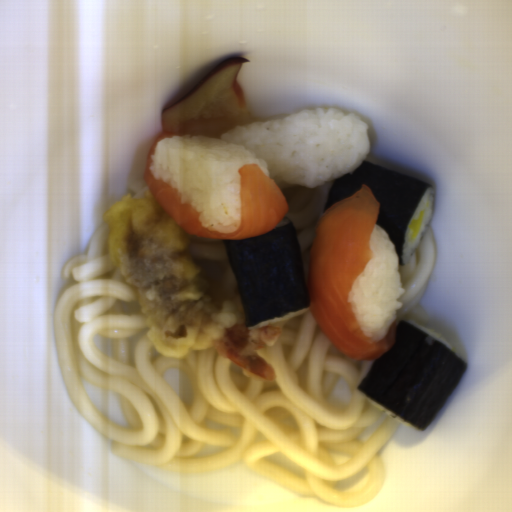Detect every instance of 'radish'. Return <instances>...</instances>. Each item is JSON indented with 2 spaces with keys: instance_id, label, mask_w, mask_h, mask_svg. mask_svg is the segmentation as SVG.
Masks as SVG:
<instances>
[{
  "instance_id": "radish-1",
  "label": "radish",
  "mask_w": 512,
  "mask_h": 512,
  "mask_svg": "<svg viewBox=\"0 0 512 512\" xmlns=\"http://www.w3.org/2000/svg\"><path fill=\"white\" fill-rule=\"evenodd\" d=\"M423 221H424V212L423 211L419 214V216L417 218L411 219L409 221L408 228L410 230V232H409L410 240H412V241L414 240V238L416 237V235H417V233H418V231H419Z\"/></svg>"
}]
</instances>
